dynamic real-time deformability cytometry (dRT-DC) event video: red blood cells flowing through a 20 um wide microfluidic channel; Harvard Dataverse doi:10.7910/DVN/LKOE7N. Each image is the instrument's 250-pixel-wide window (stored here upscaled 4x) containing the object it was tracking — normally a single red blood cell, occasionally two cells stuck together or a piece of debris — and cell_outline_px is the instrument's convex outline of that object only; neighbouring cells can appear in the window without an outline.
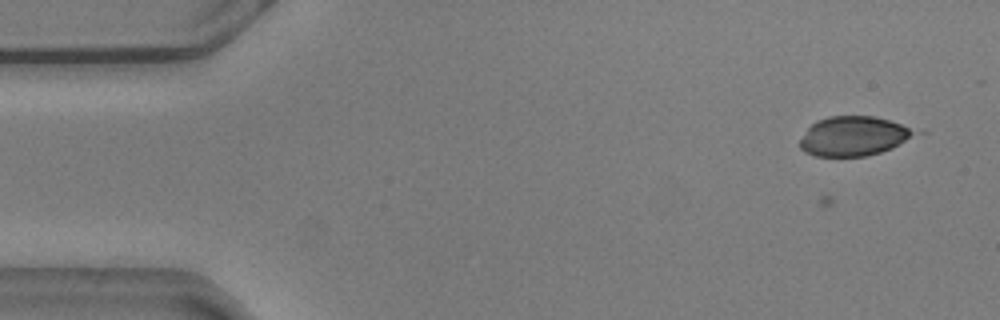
{"species": "common noctule bat (a hibernating species)", "species_latin": "Nyctalus noctula", "temperature_condition": "warm", "stored_images_in_passage": 7, "camera_frame_rate_fps": 3000, "um_per_image_px": 0.085, "animal": {"sex": "male", "body_mass_g": 20.5, "forearm_length_mm": 52.5}, "frame": {"image": 1, "passage_image": 7, "time_ms": 2.0, "image_size_px": [1000, 320], "cell_outline_px": [[928, 132], [892, 148], [880, 152], [864, 156], [816, 156], [804, 152], [800, 148], [800, 140], [808, 128], [816, 120], [828, 116], [872, 116], [888, 120]], "centroid_in_image_um": [72.66, 11.56], "position_along_channel_um": 12.3, "area_um2": 26.93}}